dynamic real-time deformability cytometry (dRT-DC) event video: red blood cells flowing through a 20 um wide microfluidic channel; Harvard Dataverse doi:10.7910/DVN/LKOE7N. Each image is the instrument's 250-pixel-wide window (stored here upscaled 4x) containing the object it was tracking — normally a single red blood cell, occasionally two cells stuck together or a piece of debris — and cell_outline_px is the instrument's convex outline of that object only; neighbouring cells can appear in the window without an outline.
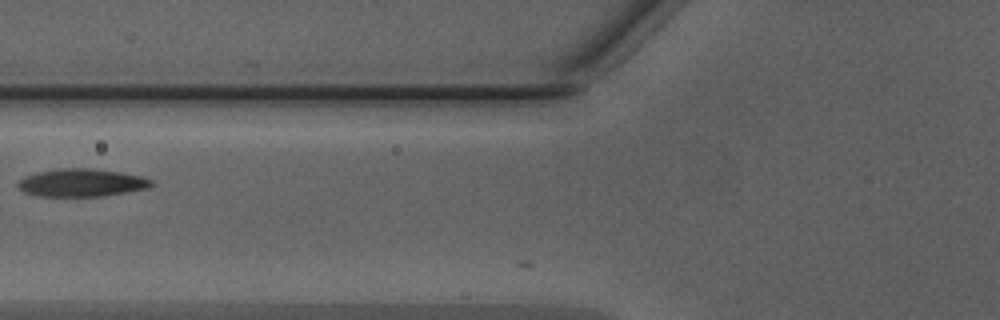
{"species": "Egyptian fruit bat (a non-hibernating species)", "species_latin": "Rousettus aegyptiacus", "temperature_condition": "warm", "stored_images_in_passage": 7, "camera_frame_rate_fps": 3000, "um_per_image_px": 0.085, "animal": {"sex": "male"}, "frame": {"image": 1, "passage_image": 2, "time_ms": 0.333, "image_size_px": [1000, 320], "cell_outline_px": [[156, 184], [148, 188], [104, 196], [36, 196], [24, 192], [16, 184], [24, 176], [36, 172], [56, 168], [92, 168], [120, 172], [140, 176], [152, 180]], "centroid_in_image_um": [6.93, 15.52], "position_along_channel_um": 118.9, "area_um2": 21.79}}